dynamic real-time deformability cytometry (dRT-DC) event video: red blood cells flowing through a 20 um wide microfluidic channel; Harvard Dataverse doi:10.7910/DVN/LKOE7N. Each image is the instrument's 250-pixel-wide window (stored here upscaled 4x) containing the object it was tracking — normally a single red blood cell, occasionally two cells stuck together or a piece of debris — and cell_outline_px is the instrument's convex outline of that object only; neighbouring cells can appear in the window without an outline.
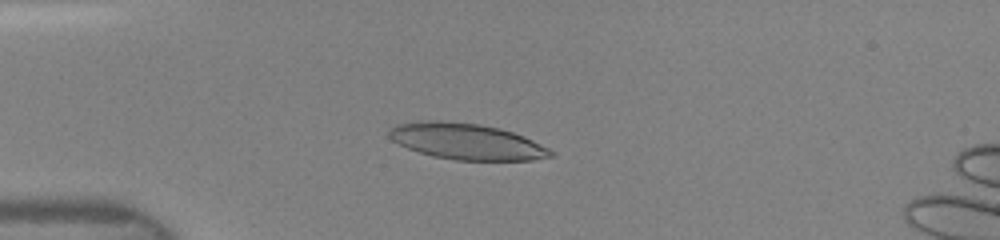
{"species": "human", "species_latin": "Homo sapiens", "temperature_condition": "room temperature", "stored_images_in_passage": 5, "camera_frame_rate_fps": 3000, "um_per_image_px": 0.085, "donor": {"sex": "female"}, "frame": {"image": 1, "passage_image": 4, "time_ms": 2.333, "image_size_px": [1000, 240], "cell_outline_px": [[556, 156], [532, 160], [456, 160], [432, 156], [408, 148], [392, 140], [388, 136], [388, 132], [396, 124], [420, 120], [440, 120], [480, 124], [500, 128], [524, 136], [556, 152]], "centroid_in_image_um": [39.67, 12.02], "position_along_channel_um": 45.3, "area_um2": 34.1}}